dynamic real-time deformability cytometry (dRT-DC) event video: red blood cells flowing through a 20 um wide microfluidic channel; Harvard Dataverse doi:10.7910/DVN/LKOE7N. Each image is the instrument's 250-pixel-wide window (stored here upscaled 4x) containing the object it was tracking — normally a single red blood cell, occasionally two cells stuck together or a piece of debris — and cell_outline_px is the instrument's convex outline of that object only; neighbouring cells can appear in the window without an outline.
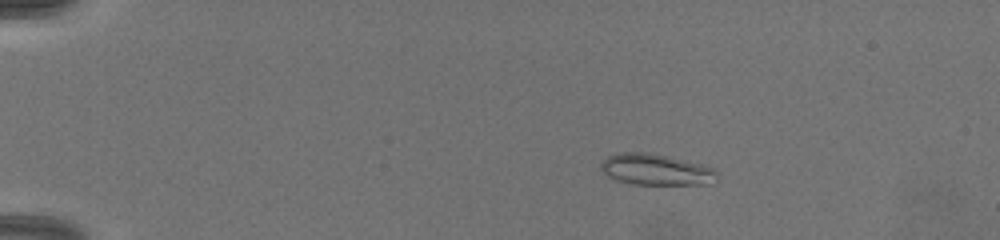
{"species": "common noctule bat (a hibernating species)", "species_latin": "Nyctalus noctula", "temperature_condition": "warm", "stored_images_in_passage": 34, "camera_frame_rate_fps": 3000, "um_per_image_px": 0.085, "animal": {"sex": "female", "body_mass_g": 19.5, "forearm_length_mm": 54.1}, "frame": {"image": 1, "passage_image": 2, "time_ms": 0.333, "image_size_px": [1000, 240], "cell_outline_px": [[716, 172], [712, 184], [632, 184], [616, 180], [608, 176], [600, 168], [600, 164], [608, 156], [620, 152], [648, 152], [700, 164], [712, 168]], "centroid_in_image_um": [55.69, 14.41], "position_along_channel_um": 29.3, "area_um2": 20.75}}
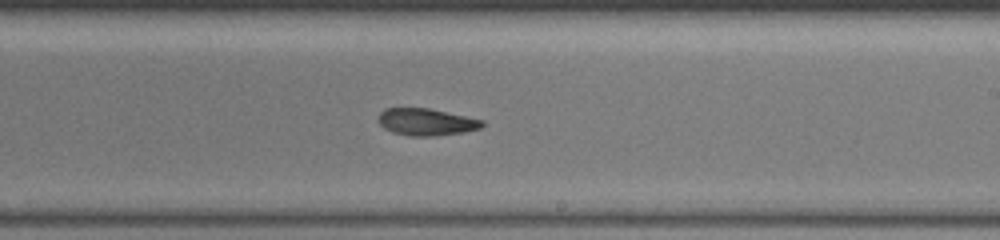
{"frame": {"image": 2, "passage_image": 21, "time_ms": 8.0, "image_size_px": [1000, 240], "cell_outline_px": [[484, 124], [480, 128], [464, 132], [436, 136], [408, 136], [392, 132], [384, 128], [376, 120], [380, 112], [384, 108], [428, 108], [484, 120]], "centroid_in_image_um": [36.2, 10.37], "position_along_channel_um": 252.8, "area_um2": 16.47}}
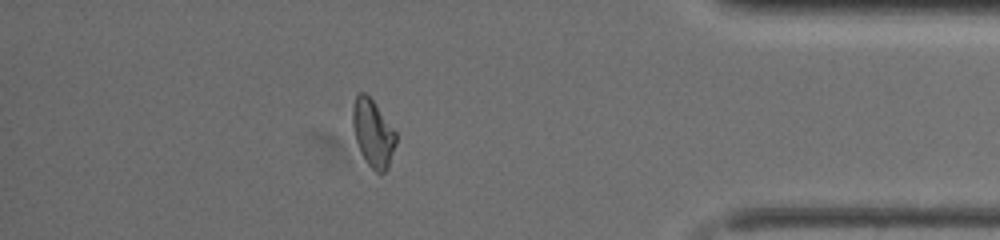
{"frame": {"image": 3, "passage_image": 30, "time_ms": 12.333, "image_size_px": [1000, 240], "cell_outline_px": [[396, 144], [388, 168], [380, 176], [368, 164], [360, 152], [356, 140], [352, 124], [352, 108], [356, 96], [360, 92], [364, 92], [372, 100], [396, 132]], "centroid_in_image_um": [31.7, 11.35], "position_along_channel_um": 403.5, "area_um2": 16.88}, "authors_computed_cell_mechanics": {"area_um2": 17.3689, "velocity_mm_per_s": 4.1363, "shape_relaxation_time_tau1_ms": 4.7326, "shape_relaxation_time_tau2_ms": 4.109, "deformation_change_tau1": 0.1501, "deformation_change_tau2": 0.1043}}